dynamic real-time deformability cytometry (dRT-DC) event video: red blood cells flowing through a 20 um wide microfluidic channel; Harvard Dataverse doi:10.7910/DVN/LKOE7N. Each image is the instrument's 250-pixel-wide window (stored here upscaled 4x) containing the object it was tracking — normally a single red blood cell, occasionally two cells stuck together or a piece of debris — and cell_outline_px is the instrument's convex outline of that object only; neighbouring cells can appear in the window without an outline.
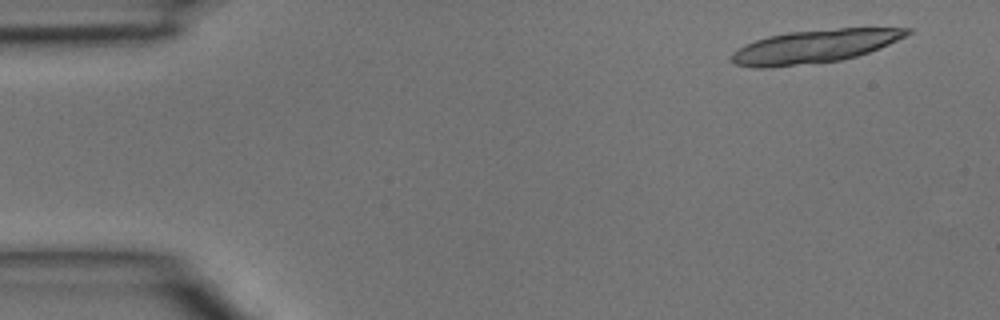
{"species": "common noctule bat (a hibernating species)", "species_latin": "Nyctalus noctula", "temperature_condition": "room temperature", "stored_images_in_passage": 5, "camera_frame_rate_fps": 3000, "um_per_image_px": 0.085, "animal": {"sex": "male", "body_mass_g": 15.6}, "frame": {"image": 1, "passage_image": 1, "time_ms": 0.0, "image_size_px": [1000, 320], "cell_outline_px": [[912, 32], [908, 36], [880, 48], [856, 56], [840, 60], [768, 68], [752, 68], [732, 64], [728, 60], [732, 52], [756, 40], [768, 36], [788, 32], [836, 28], [912, 28]], "centroid_in_image_um": [69.22, 3.94], "position_along_channel_um": 15.8, "area_um2": 34.1}}